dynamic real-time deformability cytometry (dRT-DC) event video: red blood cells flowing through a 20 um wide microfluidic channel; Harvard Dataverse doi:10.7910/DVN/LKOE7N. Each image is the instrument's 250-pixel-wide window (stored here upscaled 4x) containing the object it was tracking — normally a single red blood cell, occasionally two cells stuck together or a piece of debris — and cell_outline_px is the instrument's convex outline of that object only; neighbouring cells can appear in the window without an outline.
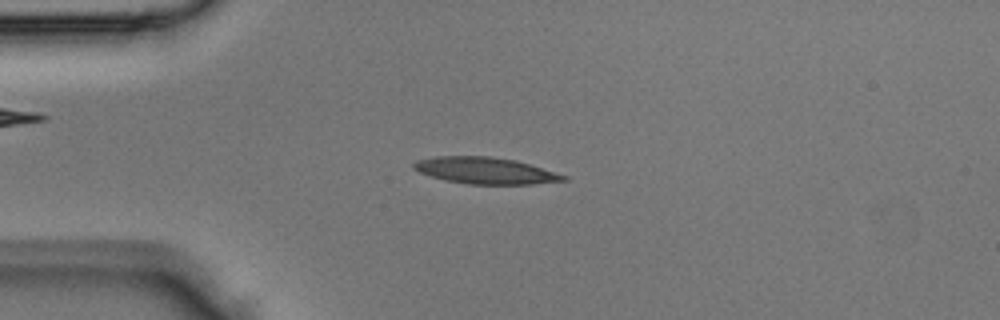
{"species": "Egyptian fruit bat (a non-hibernating species)", "species_latin": "Rousettus aegyptiacus", "temperature_condition": "room temperature", "stored_images_in_passage": 34, "camera_frame_rate_fps": 3000, "um_per_image_px": 0.085, "animal": {"sex": "male"}, "frame": {"image": 1, "passage_image": 10, "time_ms": 3.0, "image_size_px": [1000, 320], "cell_outline_px": [[568, 180], [532, 184], [468, 184], [444, 180], [420, 172], [412, 168], [412, 164], [416, 160], [432, 156], [488, 156], [516, 160], [568, 176]], "centroid_in_image_um": [41.22, 14.49], "position_along_channel_um": 43.8, "area_um2": 23.18}}
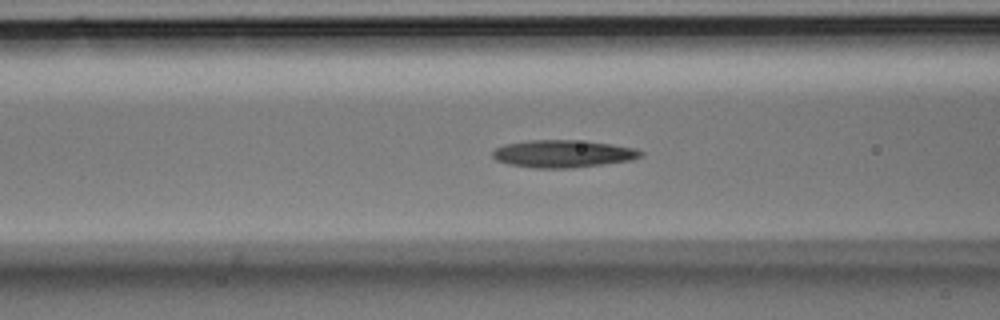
{"frame": {"image": 2, "passage_image": 16, "time_ms": 5.0, "image_size_px": [1000, 320], "cell_outline_px": [[644, 156], [632, 160], [604, 164], [572, 168], [536, 168], [508, 164], [496, 160], [492, 156], [492, 152], [496, 148], [504, 144], [528, 140], [576, 140], [612, 144], [636, 148], [644, 152]], "centroid_in_image_um": [47.88, 13.07], "position_along_channel_um": 118.7, "area_um2": 23.87}}
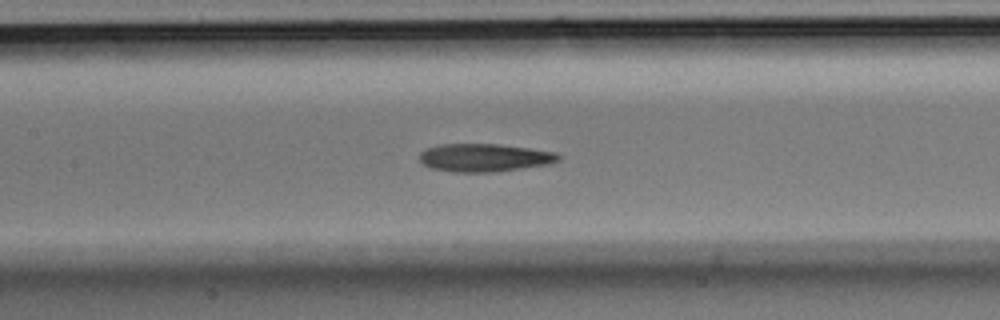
{"frame": {"image": 3, "passage_image": 19, "time_ms": 6.0, "image_size_px": [1000, 320], "cell_outline_px": [[560, 160], [544, 164], [496, 172], [452, 172], [432, 168], [424, 164], [420, 160], [420, 152], [424, 148], [440, 144], [500, 144], [556, 152], [560, 156]], "centroid_in_image_um": [41.12, 13.39], "position_along_channel_um": 166.3, "area_um2": 22.54}}